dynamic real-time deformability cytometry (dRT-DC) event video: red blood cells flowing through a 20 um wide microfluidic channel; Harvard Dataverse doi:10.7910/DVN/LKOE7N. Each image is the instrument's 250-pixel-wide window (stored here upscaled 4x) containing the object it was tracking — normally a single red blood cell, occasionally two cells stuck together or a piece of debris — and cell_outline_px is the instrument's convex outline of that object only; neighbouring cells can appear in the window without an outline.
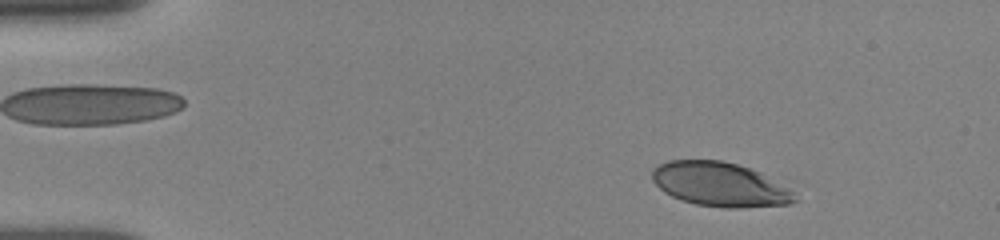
{"species": "human", "species_latin": "Homo sapiens", "temperature_condition": "room temperature", "stored_images_in_passage": 39, "camera_frame_rate_fps": 3000, "um_per_image_px": 0.085, "donor": {"sex": "female"}, "frame": {"image": 1, "passage_image": 12, "time_ms": 2.0, "image_size_px": [1000, 240], "cell_outline_px": [[800, 200], [792, 204], [740, 208], [724, 208], [696, 204], [680, 200], [664, 192], [652, 180], [652, 168], [668, 160], [724, 160], [760, 172], [796, 192]], "centroid_in_image_um": [61.23, 15.69], "position_along_channel_um": 23.8, "area_um2": 37.05}}
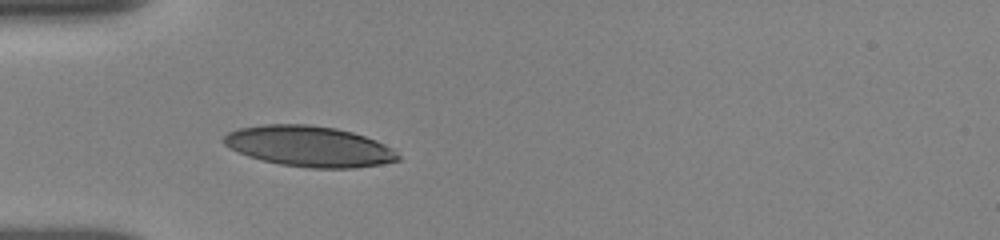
{"frame": {"image": 2, "passage_image": 30, "time_ms": 5.0, "image_size_px": [1000, 240], "cell_outline_px": [[400, 160], [380, 164], [356, 168], [308, 168], [280, 164], [248, 156], [224, 144], [224, 136], [228, 132], [240, 128], [264, 124], [308, 124], [336, 128], [352, 132], [376, 140], [392, 148], [400, 156]], "centroid_in_image_um": [26.31, 12.44], "position_along_channel_um": 58.7, "area_um2": 41.1}}
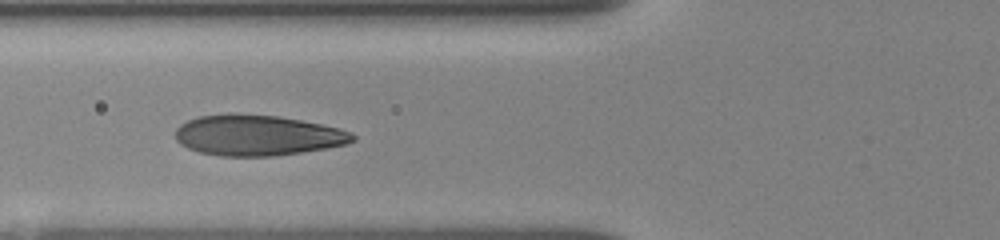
{"frame": {"image": 3, "passage_image": 38, "time_ms": 6.333, "image_size_px": [1000, 240], "cell_outline_px": [[356, 140], [348, 144], [328, 148], [272, 156], [220, 156], [200, 152], [188, 148], [180, 144], [176, 140], [176, 128], [180, 124], [196, 116], [232, 112], [236, 112], [280, 116], [340, 128], [352, 132], [356, 136]], "centroid_in_image_um": [21.88, 11.48], "position_along_channel_um": 103.9, "area_um2": 42.54}}